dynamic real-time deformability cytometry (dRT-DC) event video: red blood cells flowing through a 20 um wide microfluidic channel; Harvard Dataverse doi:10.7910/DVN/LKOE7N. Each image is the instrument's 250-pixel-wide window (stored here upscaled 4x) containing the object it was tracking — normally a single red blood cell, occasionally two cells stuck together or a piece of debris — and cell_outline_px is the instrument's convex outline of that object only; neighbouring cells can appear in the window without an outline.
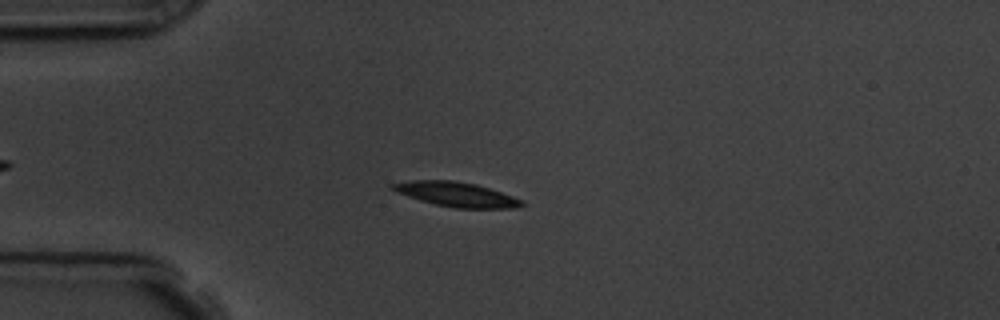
{"species": "common noctule bat (a hibernating species)", "species_latin": "Nyctalus noctula", "temperature_condition": "room temperature", "stored_images_in_passage": 53, "camera_frame_rate_fps": 3000, "um_per_image_px": 0.085, "animal": {"sex": "male", "body_mass_g": 19.5, "forearm_length_mm": 54.6}, "frame": {"image": 1, "passage_image": 11, "time_ms": 3.333, "image_size_px": [1000, 320], "cell_outline_px": [[524, 204], [516, 208], [452, 208], [420, 200], [396, 192], [388, 188], [388, 184], [408, 180], [452, 180], [476, 184], [524, 200]], "centroid_in_image_um": [38.73, 16.51], "position_along_channel_um": 46.3, "area_um2": 18.55}}
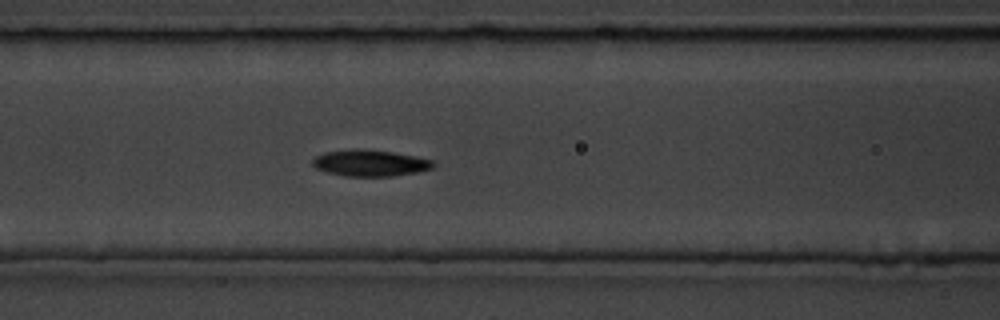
{"frame": {"image": 2, "passage_image": 20, "time_ms": 6.333, "image_size_px": [1000, 320], "cell_outline_px": [[436, 164], [432, 168], [416, 172], [392, 176], [344, 176], [328, 172], [316, 168], [312, 164], [312, 160], [316, 156], [324, 152], [352, 148], [356, 148], [392, 152], [416, 156], [432, 160]], "centroid_in_image_um": [31.44, 13.85], "position_along_channel_um": 135.2, "area_um2": 18.55}}
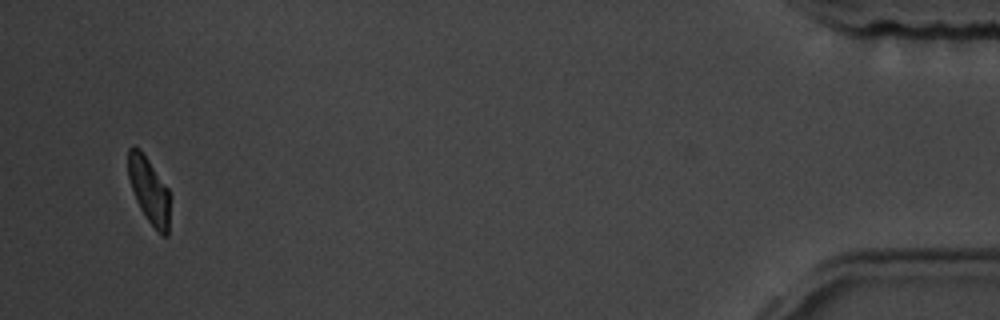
{"frame": {"image": 3, "passage_image": 51, "time_ms": 16.667, "image_size_px": [1000, 320], "cell_outline_px": [[168, 236], [160, 236], [148, 220], [140, 208], [136, 200], [128, 176], [128, 148], [132, 144], [140, 148], [168, 188]], "centroid_in_image_um": [12.64, 16.15], "position_along_channel_um": 422.6, "area_um2": 15.9}, "authors_computed_cell_mechanics": {"area_um2": 18.0336, "velocity_mm_per_s": 3.5716, "shape_relaxation_time_tau1_ms": 3.5855, "shape_relaxation_time_tau2_ms": 4.5969, "deformation_change_tau1": 0.1279, "deformation_change_tau2": 0.0754}}